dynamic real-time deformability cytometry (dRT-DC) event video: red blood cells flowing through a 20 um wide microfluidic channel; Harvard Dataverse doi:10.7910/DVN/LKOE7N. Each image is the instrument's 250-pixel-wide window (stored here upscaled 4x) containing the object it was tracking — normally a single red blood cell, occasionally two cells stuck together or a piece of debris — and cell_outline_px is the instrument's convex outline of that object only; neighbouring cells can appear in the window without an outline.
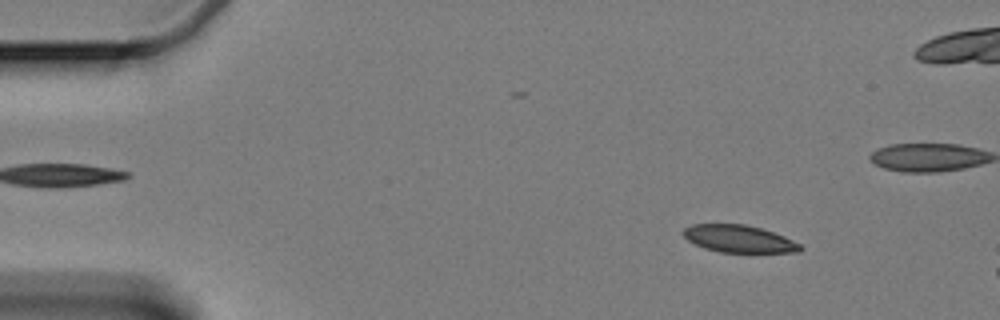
{"species": "Egyptian fruit bat (a non-hibernating species)", "species_latin": "Rousettus aegyptiacus", "temperature_condition": "cold", "stored_images_in_passage": 60, "camera_frame_rate_fps": 3000, "um_per_image_px": 0.085, "animal": {"sex": "female"}, "frame": {"image": 1, "passage_image": 7, "time_ms": 2.0, "image_size_px": [1000, 320], "cell_outline_px": [[804, 248], [800, 252], [720, 252], [704, 248], [688, 240], [684, 236], [684, 228], [692, 224], [744, 224], [760, 228], [784, 236], [800, 244]], "centroid_in_image_um": [62.82, 20.3], "position_along_channel_um": 22.2, "area_um2": 18.44}}
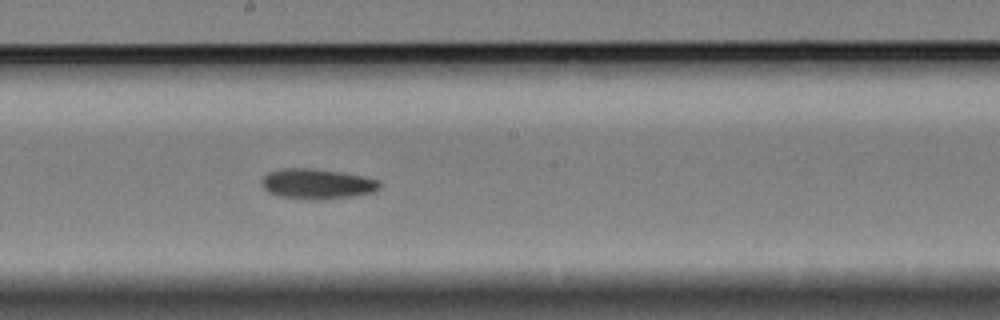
{"frame": {"image": 2, "passage_image": 32, "time_ms": 10.333, "image_size_px": [1000, 320], "cell_outline_px": [[380, 188], [372, 192], [352, 196], [324, 200], [308, 200], [276, 196], [268, 192], [260, 184], [260, 180], [268, 172], [280, 168], [308, 168], [340, 172], [360, 176], [376, 180], [380, 184]], "centroid_in_image_um": [26.86, 15.64], "position_along_channel_um": 221.3, "area_um2": 20.87}}
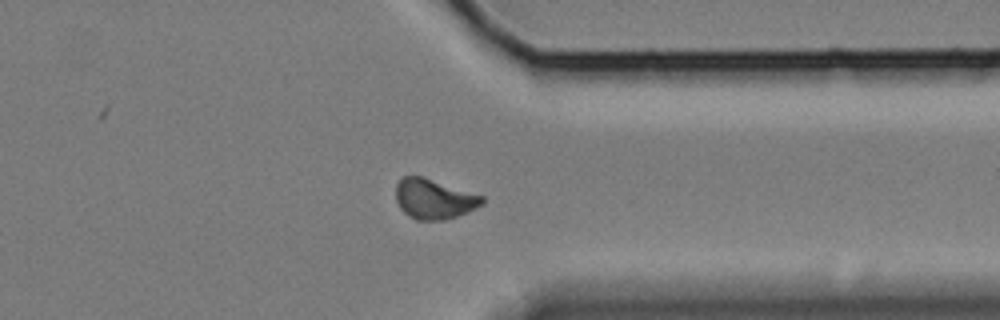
{"frame": {"image": 3, "passage_image": 46, "time_ms": 15.0, "image_size_px": [1000, 320], "cell_outline_px": [[484, 204], [468, 212], [444, 220], [416, 220], [408, 216], [400, 208], [396, 200], [396, 184], [404, 176], [420, 176], [484, 196]], "centroid_in_image_um": [36.89, 16.93], "position_along_channel_um": 374.5, "area_um2": 20.0}, "authors_computed_cell_mechanics": {"area_um2": 20.0566, "velocity_mm_per_s": 3.3289, "shape_relaxation_time_tau1_ms": 11.3216, "shape_relaxation_time_tau2_ms": null, "deformation_change_tau1": 0.1429, "deformation_change_tau2": null}}